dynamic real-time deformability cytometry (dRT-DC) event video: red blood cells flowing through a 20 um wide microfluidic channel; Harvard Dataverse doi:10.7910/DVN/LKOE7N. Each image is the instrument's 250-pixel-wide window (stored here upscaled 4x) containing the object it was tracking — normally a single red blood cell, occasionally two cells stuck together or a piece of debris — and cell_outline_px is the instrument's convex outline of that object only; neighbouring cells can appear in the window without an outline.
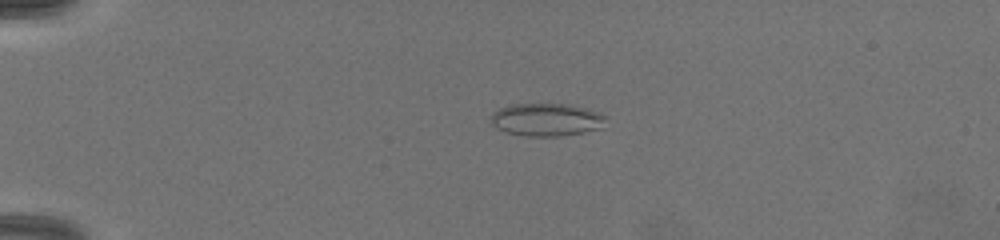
{"species": "common noctule bat (a hibernating species)", "species_latin": "Nyctalus noctula", "temperature_condition": "warm", "stored_images_in_passage": 47, "camera_frame_rate_fps": 3000, "um_per_image_px": 0.085, "animal": {"sex": "female", "body_mass_g": 19.5, "forearm_length_mm": 54.1}, "frame": {"image": 1, "passage_image": 1, "time_ms": 0.0, "image_size_px": [1000, 240], "cell_outline_px": [[604, 128], [584, 132], [560, 136], [528, 136], [504, 132], [496, 128], [492, 124], [492, 112], [500, 108], [512, 104], [564, 104], [584, 108], [600, 112], [604, 116]], "centroid_in_image_um": [46.44, 10.18], "position_along_channel_um": 38.6, "area_um2": 21.91}}
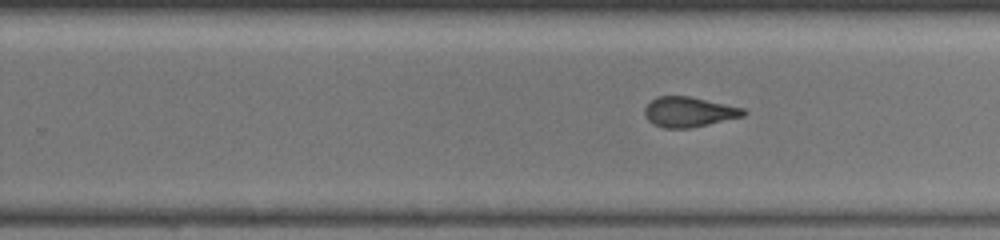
{"frame": {"image": 2, "passage_image": 23, "time_ms": 7.0, "image_size_px": [1000, 240], "cell_outline_px": [[748, 112], [744, 116], [708, 124], [688, 128], [664, 128], [652, 124], [644, 116], [644, 108], [652, 100], [660, 96], [688, 96], [744, 108]], "centroid_in_image_um": [58.54, 9.52], "position_along_channel_um": 271.3, "area_um2": 17.22}}
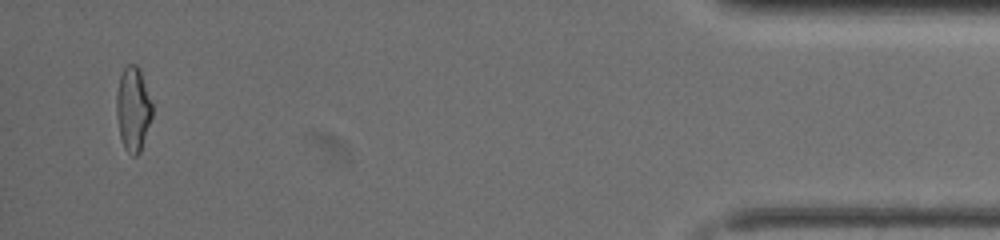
{"frame": {"image": 3, "passage_image": 44, "time_ms": 12.333, "image_size_px": [1000, 240], "cell_outline_px": [[152, 116], [140, 152], [136, 156], [132, 156], [124, 148], [120, 136], [116, 116], [116, 92], [120, 76], [124, 68], [128, 64], [136, 64], [140, 68], [152, 104]], "centroid_in_image_um": [11.3, 9.26], "position_along_channel_um": 423.9, "area_um2": 17.63}, "authors_computed_cell_mechanics": {"area_um2": 17.629, "velocity_mm_per_s": 4.1442, "shape_relaxation_time_tau1_ms": 6.556, "shape_relaxation_time_tau2_ms": 0.9654, "deformation_change_tau1": 0.2135, "deformation_change_tau2": 0.0791}}